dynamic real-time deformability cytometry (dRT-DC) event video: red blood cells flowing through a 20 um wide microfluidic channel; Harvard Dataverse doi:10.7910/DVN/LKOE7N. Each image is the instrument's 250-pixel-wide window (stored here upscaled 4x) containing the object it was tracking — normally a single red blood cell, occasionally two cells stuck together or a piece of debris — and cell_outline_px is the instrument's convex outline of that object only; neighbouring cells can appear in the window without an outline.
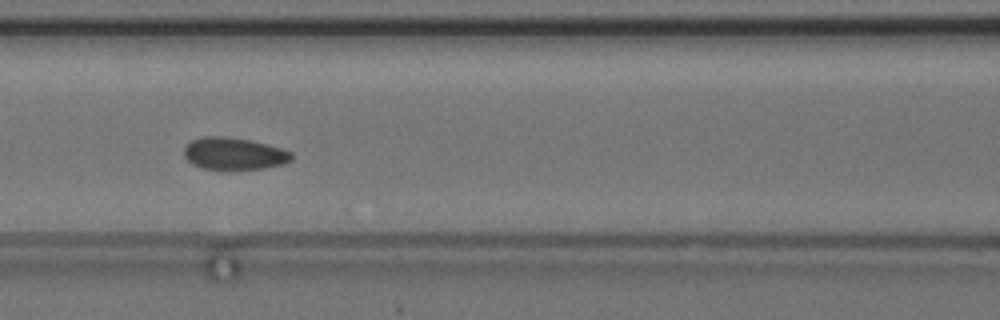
{"species": "common noctule bat (a hibernating species)", "species_latin": "Nyctalus noctula", "temperature_condition": "cold", "stored_images_in_passage": 56, "camera_frame_rate_fps": 3000, "um_per_image_px": 0.085, "animal": {"sex": "female", "body_mass_g": 24.6, "forearm_length_mm": 56.2}, "frame": {"image": 1, "passage_image": 25, "time_ms": 8.0, "image_size_px": [1000, 320], "cell_outline_px": [[292, 160], [284, 164], [264, 168], [224, 172], [204, 168], [192, 164], [184, 156], [184, 148], [192, 140], [204, 136], [224, 136], [252, 140], [268, 144], [292, 152]], "centroid_in_image_um": [19.9, 13.09], "position_along_channel_um": 146.7, "area_um2": 20.75}}
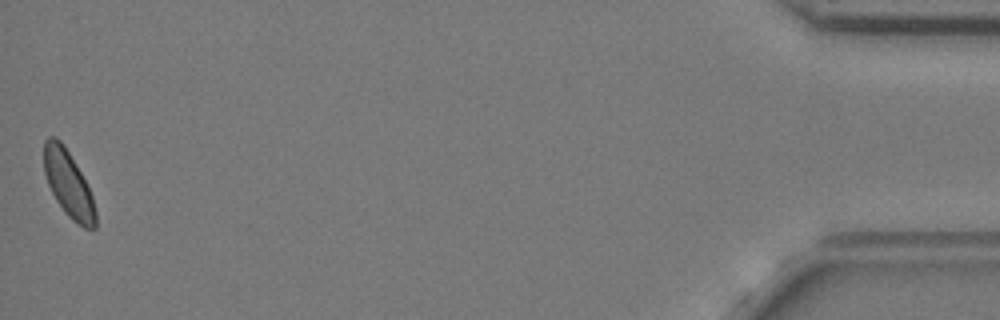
{"frame": {"image": 2, "passage_image": 56, "time_ms": 18.333, "image_size_px": [1000, 320], "cell_outline_px": [[96, 228], [84, 228], [72, 220], [64, 212], [56, 200], [48, 184], [44, 172], [44, 140], [48, 136], [56, 136], [64, 144], [80, 172], [92, 196], [96, 212]], "centroid_in_image_um": [5.79, 15.62], "position_along_channel_um": 429.4, "area_um2": 19.77}, "authors_computed_cell_mechanics": {"area_um2": 20.23, "velocity_mm_per_s": 3.6505, "shape_relaxation_time_tau1_ms": 5.0988, "shape_relaxation_time_tau2_ms": 4.2055, "deformation_change_tau1": 0.0637, "deformation_change_tau2": 0.0578}}